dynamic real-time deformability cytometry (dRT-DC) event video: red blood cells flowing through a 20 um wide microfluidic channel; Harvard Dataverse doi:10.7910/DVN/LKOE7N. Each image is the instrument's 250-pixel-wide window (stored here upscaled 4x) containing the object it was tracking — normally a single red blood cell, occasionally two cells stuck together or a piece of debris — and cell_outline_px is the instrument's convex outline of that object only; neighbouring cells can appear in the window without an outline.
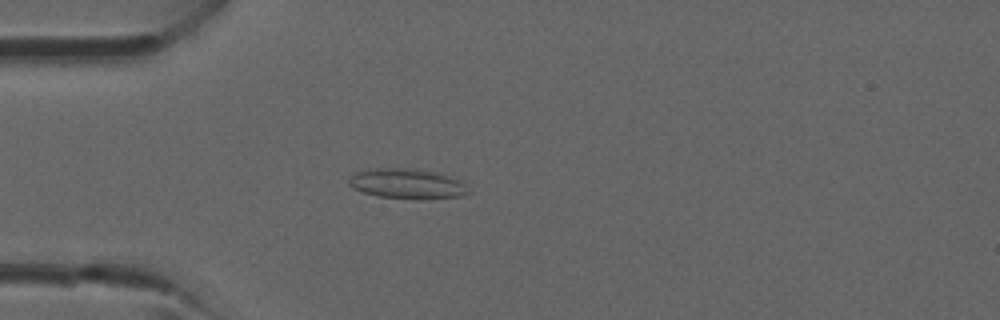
{"species": "common noctule bat (a hibernating species)", "species_latin": "Nyctalus noctula", "temperature_condition": "room temperature", "stored_images_in_passage": 40, "camera_frame_rate_fps": 3000, "um_per_image_px": 0.085, "animal": {"sex": "male", "forearm_length_mm": 52.5}, "frame": {"image": 1, "passage_image": 11, "time_ms": 3.333, "image_size_px": [1000, 320], "cell_outline_px": [[472, 192], [460, 196], [416, 200], [376, 196], [352, 188], [348, 184], [348, 180], [356, 172], [368, 168], [416, 168], [448, 176], [460, 180]], "centroid_in_image_um": [34.59, 15.62], "position_along_channel_um": 50.4, "area_um2": 21.15}}
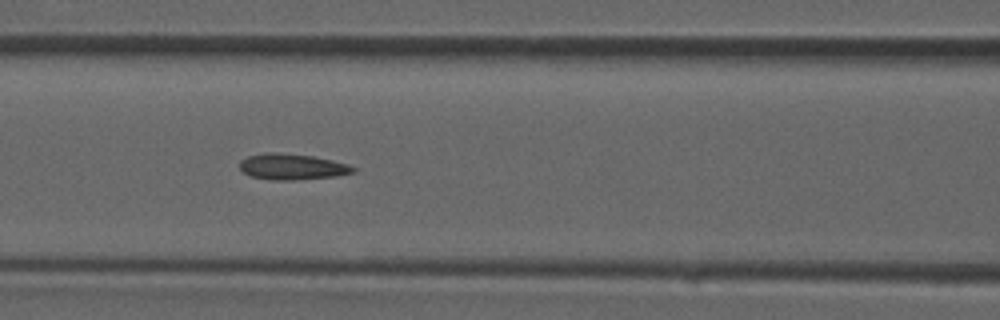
{"frame": {"image": 2, "passage_image": 17, "time_ms": 5.333, "image_size_px": [1000, 320], "cell_outline_px": [[356, 172], [336, 176], [292, 180], [272, 180], [252, 176], [244, 172], [240, 168], [240, 160], [248, 156], [264, 152], [272, 152], [312, 156], [332, 160], [348, 164], [356, 168]], "centroid_in_image_um": [24.84, 14.17], "position_along_channel_um": 141.8, "area_um2": 17.05}}
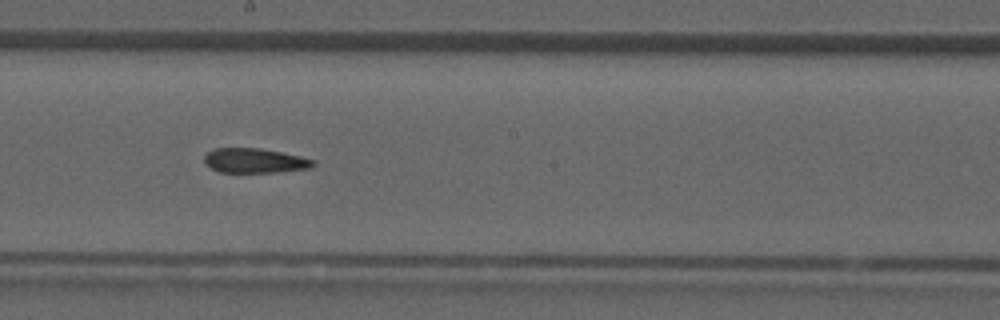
{"frame": {"image": 3, "passage_image": 22, "time_ms": 7.0, "image_size_px": [1000, 320], "cell_outline_px": [[316, 164], [312, 168], [276, 172], [220, 172], [212, 168], [204, 160], [204, 156], [208, 152], [216, 148], [260, 148], [300, 156], [316, 160]], "centroid_in_image_um": [21.7, 13.65], "position_along_channel_um": 226.5, "area_um2": 15.55}}